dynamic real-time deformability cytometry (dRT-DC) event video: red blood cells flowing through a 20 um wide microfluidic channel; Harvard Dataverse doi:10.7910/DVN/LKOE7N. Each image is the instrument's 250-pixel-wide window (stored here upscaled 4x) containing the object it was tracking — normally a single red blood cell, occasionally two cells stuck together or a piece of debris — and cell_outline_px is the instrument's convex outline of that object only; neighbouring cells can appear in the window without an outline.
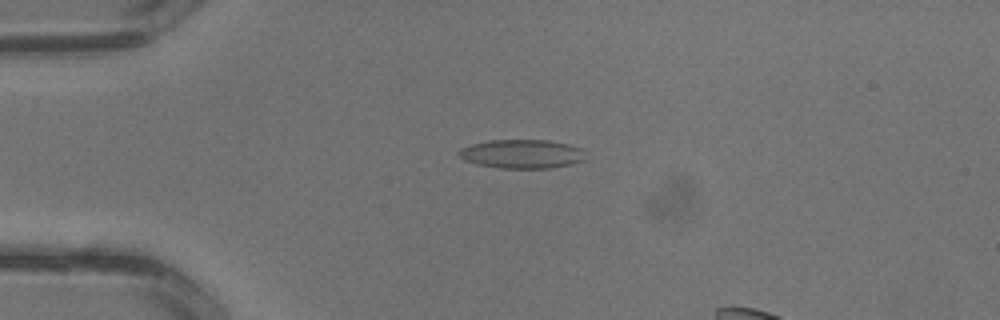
{"species": "common noctule bat (a hibernating species)", "species_latin": "Nyctalus noctula", "temperature_condition": "warm", "stored_images_in_passage": 4, "camera_frame_rate_fps": 3000, "um_per_image_px": 0.085, "animal": {"sex": "male", "body_mass_g": 13.3}, "frame": {"image": 1, "passage_image": 3, "time_ms": 0.667, "image_size_px": [1000, 320], "cell_outline_px": [[584, 160], [572, 164], [552, 168], [500, 168], [476, 164], [464, 160], [456, 152], [460, 148], [472, 144], [488, 140], [548, 140], [568, 144], [584, 148]], "centroid_in_image_um": [44.37, 13.08], "position_along_channel_um": 40.6, "area_um2": 21.5}}